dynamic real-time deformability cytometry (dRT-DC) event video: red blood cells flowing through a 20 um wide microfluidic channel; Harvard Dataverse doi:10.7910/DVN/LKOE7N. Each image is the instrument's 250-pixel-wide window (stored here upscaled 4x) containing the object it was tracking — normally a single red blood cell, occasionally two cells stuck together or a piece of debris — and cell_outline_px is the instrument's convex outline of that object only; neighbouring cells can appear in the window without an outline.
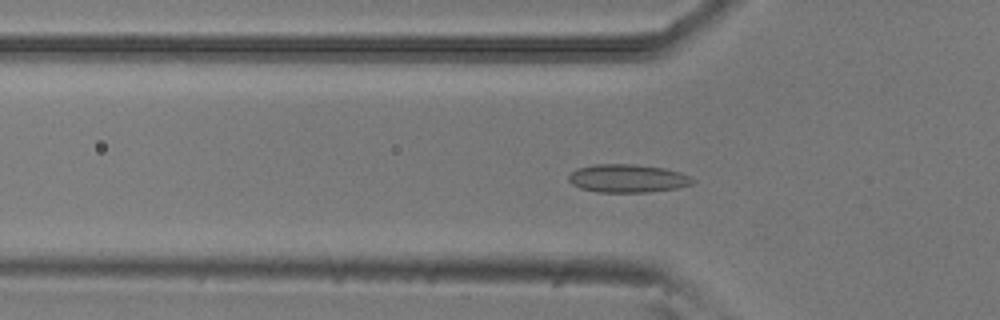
{"species": "common noctule bat (a hibernating species)", "species_latin": "Nyctalus noctula", "temperature_condition": "room temperature", "stored_images_in_passage": 53, "camera_frame_rate_fps": 3000, "um_per_image_px": 0.085, "animal": {"sex": "male", "body_mass_g": 20.5, "forearm_length_mm": 52.5}, "frame": {"image": 1, "passage_image": 17, "time_ms": 5.333, "image_size_px": [1000, 320], "cell_outline_px": [[696, 180], [692, 184], [676, 188], [648, 192], [596, 192], [580, 188], [572, 184], [568, 180], [568, 176], [576, 168], [592, 164], [636, 164], [664, 168], [680, 172]], "centroid_in_image_um": [53.32, 15.16], "position_along_channel_um": 72.5, "area_um2": 20.46}}
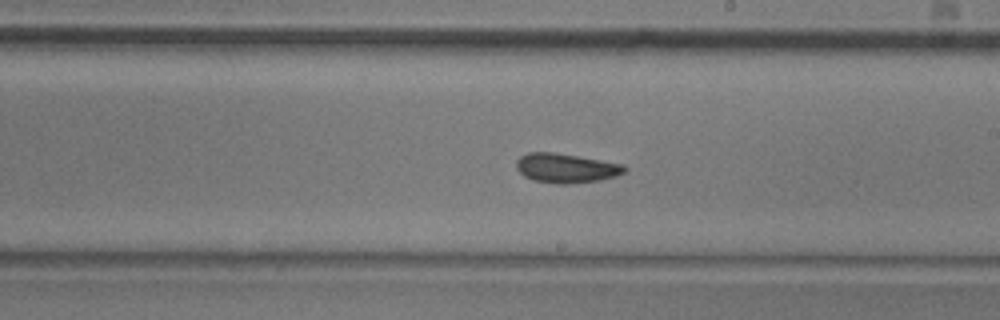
{"frame": {"image": 2, "passage_image": 30, "time_ms": 9.667, "image_size_px": [1000, 320], "cell_outline_px": [[628, 168], [624, 172], [616, 176], [600, 180], [572, 184], [556, 184], [532, 180], [524, 176], [516, 168], [516, 160], [520, 156], [528, 152], [552, 152], [624, 164]], "centroid_in_image_um": [48.1, 14.3], "position_along_channel_um": 240.9, "area_um2": 18.61}}
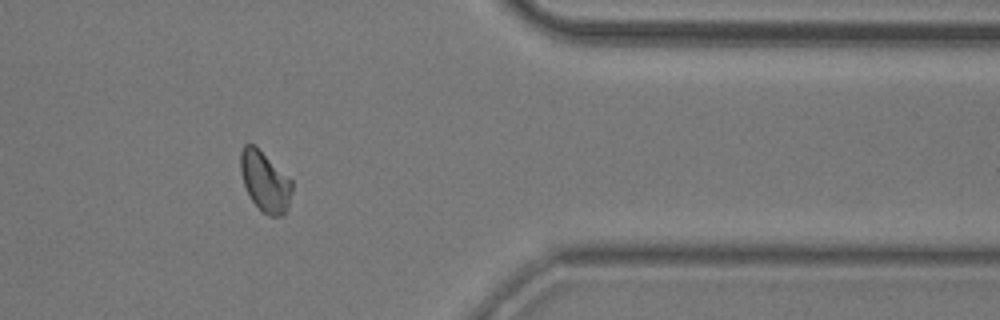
{"frame": {"image": 3, "passage_image": 43, "time_ms": 14.0, "image_size_px": [1000, 320], "cell_outline_px": [[292, 192], [288, 208], [284, 216], [268, 216], [260, 212], [252, 200], [244, 184], [240, 172], [240, 152], [244, 144], [252, 144], [292, 180]], "centroid_in_image_um": [22.52, 15.49], "position_along_channel_um": 388.9, "area_um2": 17.98}, "authors_computed_cell_mechanics": {"area_um2": 18.0914, "velocity_mm_per_s": 3.8665, "shape_relaxation_time_tau1_ms": 5.7625, "shape_relaxation_time_tau2_ms": 3.0511, "deformation_change_tau1": 0.1128, "deformation_change_tau2": 0.0718}}